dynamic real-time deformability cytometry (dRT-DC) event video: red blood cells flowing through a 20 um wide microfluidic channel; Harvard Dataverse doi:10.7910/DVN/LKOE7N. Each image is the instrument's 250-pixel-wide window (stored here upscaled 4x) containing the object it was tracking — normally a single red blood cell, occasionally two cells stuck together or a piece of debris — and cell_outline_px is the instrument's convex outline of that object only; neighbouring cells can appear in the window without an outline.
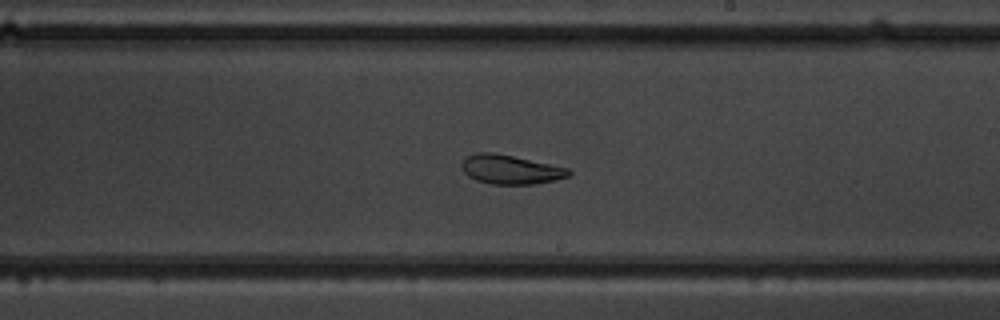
{"species": "common noctule bat (a hibernating species)", "species_latin": "Nyctalus noctula", "temperature_condition": "warm", "stored_images_in_passage": 53, "camera_frame_rate_fps": 3000, "um_per_image_px": 0.085, "animal": {"sex": "male", "body_mass_g": 19.5, "forearm_length_mm": 54.6}, "frame": {"image": 1, "passage_image": 31, "time_ms": 10.0, "image_size_px": [1000, 320], "cell_outline_px": [[572, 172], [568, 176], [556, 180], [532, 184], [492, 184], [476, 180], [468, 176], [464, 172], [460, 164], [468, 156], [476, 152], [492, 152], [552, 164], [568, 168]], "centroid_in_image_um": [43.39, 14.41], "position_along_channel_um": 245.6, "area_um2": 18.09}}
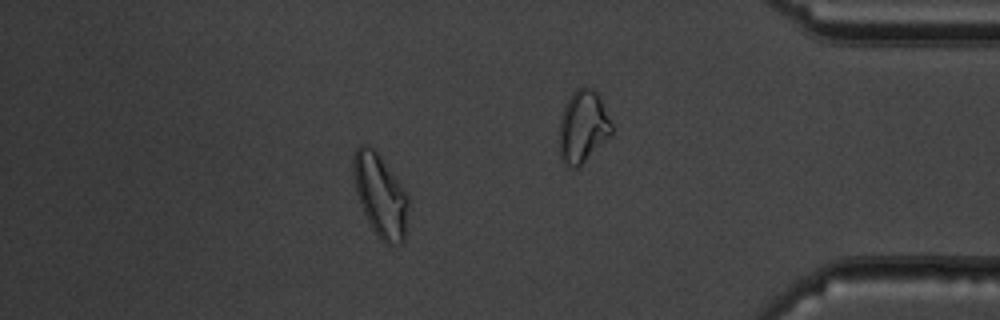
{"frame": {"image": 2, "passage_image": 46, "time_ms": 15.0, "image_size_px": [1000, 320], "cell_outline_px": [[408, 204], [404, 240], [400, 244], [384, 244], [372, 228], [360, 204], [356, 192], [352, 176], [352, 156], [356, 148], [360, 144], [368, 144], [376, 152], [396, 176], [408, 196]], "centroid_in_image_um": [32.3, 16.58], "position_along_channel_um": 402.9, "area_um2": 26.53}, "authors_computed_cell_mechanics": {"area_um2": 25.432, "velocity_mm_per_s": 3.9314, "shape_relaxation_time_tau1_ms": null, "shape_relaxation_time_tau2_ms": 4.3803, "deformation_change_tau1": null, "deformation_change_tau2": 0.1256}}